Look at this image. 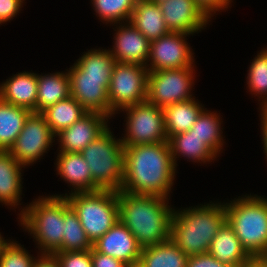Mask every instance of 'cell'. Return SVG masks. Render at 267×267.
<instances>
[{
  "label": "cell",
  "instance_id": "6da1fadb",
  "mask_svg": "<svg viewBox=\"0 0 267 267\" xmlns=\"http://www.w3.org/2000/svg\"><path fill=\"white\" fill-rule=\"evenodd\" d=\"M122 191L170 199L177 169L169 141L124 145Z\"/></svg>",
  "mask_w": 267,
  "mask_h": 267
},
{
  "label": "cell",
  "instance_id": "7a4b0ae2",
  "mask_svg": "<svg viewBox=\"0 0 267 267\" xmlns=\"http://www.w3.org/2000/svg\"><path fill=\"white\" fill-rule=\"evenodd\" d=\"M170 199L118 191L119 220L144 248L170 240L174 208Z\"/></svg>",
  "mask_w": 267,
  "mask_h": 267
},
{
  "label": "cell",
  "instance_id": "3957f363",
  "mask_svg": "<svg viewBox=\"0 0 267 267\" xmlns=\"http://www.w3.org/2000/svg\"><path fill=\"white\" fill-rule=\"evenodd\" d=\"M67 69L70 95L88 112H100L112 119L108 88L115 58L106 48H93L83 52Z\"/></svg>",
  "mask_w": 267,
  "mask_h": 267
},
{
  "label": "cell",
  "instance_id": "277c9868",
  "mask_svg": "<svg viewBox=\"0 0 267 267\" xmlns=\"http://www.w3.org/2000/svg\"><path fill=\"white\" fill-rule=\"evenodd\" d=\"M226 221L224 201L175 209L170 239L187 256L207 253L212 239Z\"/></svg>",
  "mask_w": 267,
  "mask_h": 267
},
{
  "label": "cell",
  "instance_id": "5b68a950",
  "mask_svg": "<svg viewBox=\"0 0 267 267\" xmlns=\"http://www.w3.org/2000/svg\"><path fill=\"white\" fill-rule=\"evenodd\" d=\"M226 220L252 258H267V197L246 194L224 202Z\"/></svg>",
  "mask_w": 267,
  "mask_h": 267
},
{
  "label": "cell",
  "instance_id": "8992f818",
  "mask_svg": "<svg viewBox=\"0 0 267 267\" xmlns=\"http://www.w3.org/2000/svg\"><path fill=\"white\" fill-rule=\"evenodd\" d=\"M19 211L18 224L34 238L39 250L37 253H56L63 240L64 196L42 195Z\"/></svg>",
  "mask_w": 267,
  "mask_h": 267
},
{
  "label": "cell",
  "instance_id": "52a82bcc",
  "mask_svg": "<svg viewBox=\"0 0 267 267\" xmlns=\"http://www.w3.org/2000/svg\"><path fill=\"white\" fill-rule=\"evenodd\" d=\"M54 196H66L92 244L119 220L118 191L99 190Z\"/></svg>",
  "mask_w": 267,
  "mask_h": 267
},
{
  "label": "cell",
  "instance_id": "ba28073f",
  "mask_svg": "<svg viewBox=\"0 0 267 267\" xmlns=\"http://www.w3.org/2000/svg\"><path fill=\"white\" fill-rule=\"evenodd\" d=\"M124 148L110 127L80 153L88 162L92 180L101 190L120 191L123 183Z\"/></svg>",
  "mask_w": 267,
  "mask_h": 267
},
{
  "label": "cell",
  "instance_id": "9c48e42d",
  "mask_svg": "<svg viewBox=\"0 0 267 267\" xmlns=\"http://www.w3.org/2000/svg\"><path fill=\"white\" fill-rule=\"evenodd\" d=\"M148 75L144 65L115 63L108 88L110 112L113 115L128 106L146 102Z\"/></svg>",
  "mask_w": 267,
  "mask_h": 267
},
{
  "label": "cell",
  "instance_id": "30bf717a",
  "mask_svg": "<svg viewBox=\"0 0 267 267\" xmlns=\"http://www.w3.org/2000/svg\"><path fill=\"white\" fill-rule=\"evenodd\" d=\"M126 120L123 145L151 144L168 141L163 108L143 102L120 110Z\"/></svg>",
  "mask_w": 267,
  "mask_h": 267
},
{
  "label": "cell",
  "instance_id": "8fae6325",
  "mask_svg": "<svg viewBox=\"0 0 267 267\" xmlns=\"http://www.w3.org/2000/svg\"><path fill=\"white\" fill-rule=\"evenodd\" d=\"M148 103L165 108L178 102L193 99L192 88L195 80V67L148 71Z\"/></svg>",
  "mask_w": 267,
  "mask_h": 267
},
{
  "label": "cell",
  "instance_id": "7c38bea8",
  "mask_svg": "<svg viewBox=\"0 0 267 267\" xmlns=\"http://www.w3.org/2000/svg\"><path fill=\"white\" fill-rule=\"evenodd\" d=\"M52 143H55V135L45 117L41 113L32 112L8 151L26 168L41 160L45 153H48L47 151L53 147Z\"/></svg>",
  "mask_w": 267,
  "mask_h": 267
},
{
  "label": "cell",
  "instance_id": "4fadbf2b",
  "mask_svg": "<svg viewBox=\"0 0 267 267\" xmlns=\"http://www.w3.org/2000/svg\"><path fill=\"white\" fill-rule=\"evenodd\" d=\"M189 35L170 32L152 40L146 66L148 71L194 67L195 55L187 42Z\"/></svg>",
  "mask_w": 267,
  "mask_h": 267
},
{
  "label": "cell",
  "instance_id": "5bb4252c",
  "mask_svg": "<svg viewBox=\"0 0 267 267\" xmlns=\"http://www.w3.org/2000/svg\"><path fill=\"white\" fill-rule=\"evenodd\" d=\"M110 119L100 112H87L55 136L59 143L58 152L80 153L109 128Z\"/></svg>",
  "mask_w": 267,
  "mask_h": 267
},
{
  "label": "cell",
  "instance_id": "9a60e30c",
  "mask_svg": "<svg viewBox=\"0 0 267 267\" xmlns=\"http://www.w3.org/2000/svg\"><path fill=\"white\" fill-rule=\"evenodd\" d=\"M112 26H115L113 29L116 31L113 34L114 45L108 50L116 62L147 66L151 41L130 21L112 24Z\"/></svg>",
  "mask_w": 267,
  "mask_h": 267
},
{
  "label": "cell",
  "instance_id": "2e32d148",
  "mask_svg": "<svg viewBox=\"0 0 267 267\" xmlns=\"http://www.w3.org/2000/svg\"><path fill=\"white\" fill-rule=\"evenodd\" d=\"M158 4L170 32L193 36L206 29L211 21L194 0H162Z\"/></svg>",
  "mask_w": 267,
  "mask_h": 267
},
{
  "label": "cell",
  "instance_id": "e0dca14e",
  "mask_svg": "<svg viewBox=\"0 0 267 267\" xmlns=\"http://www.w3.org/2000/svg\"><path fill=\"white\" fill-rule=\"evenodd\" d=\"M93 248L122 261L128 267L138 266L142 250L135 236L120 220L93 243Z\"/></svg>",
  "mask_w": 267,
  "mask_h": 267
},
{
  "label": "cell",
  "instance_id": "ac0fdd59",
  "mask_svg": "<svg viewBox=\"0 0 267 267\" xmlns=\"http://www.w3.org/2000/svg\"><path fill=\"white\" fill-rule=\"evenodd\" d=\"M55 161L57 175L71 187L69 194L101 190L92 180L88 162L81 153L58 152Z\"/></svg>",
  "mask_w": 267,
  "mask_h": 267
},
{
  "label": "cell",
  "instance_id": "d6986e66",
  "mask_svg": "<svg viewBox=\"0 0 267 267\" xmlns=\"http://www.w3.org/2000/svg\"><path fill=\"white\" fill-rule=\"evenodd\" d=\"M38 73L22 71L0 83V99L3 102L36 113Z\"/></svg>",
  "mask_w": 267,
  "mask_h": 267
},
{
  "label": "cell",
  "instance_id": "ffe728a7",
  "mask_svg": "<svg viewBox=\"0 0 267 267\" xmlns=\"http://www.w3.org/2000/svg\"><path fill=\"white\" fill-rule=\"evenodd\" d=\"M22 168L8 150H0V203L12 210L22 205Z\"/></svg>",
  "mask_w": 267,
  "mask_h": 267
},
{
  "label": "cell",
  "instance_id": "44dd1931",
  "mask_svg": "<svg viewBox=\"0 0 267 267\" xmlns=\"http://www.w3.org/2000/svg\"><path fill=\"white\" fill-rule=\"evenodd\" d=\"M208 253L222 263L230 266H240L249 262L252 257L241 245L232 226L227 220L219 228L212 239Z\"/></svg>",
  "mask_w": 267,
  "mask_h": 267
},
{
  "label": "cell",
  "instance_id": "7402d4cb",
  "mask_svg": "<svg viewBox=\"0 0 267 267\" xmlns=\"http://www.w3.org/2000/svg\"><path fill=\"white\" fill-rule=\"evenodd\" d=\"M172 161L177 169L178 158L186 157L193 163H211L214 162L219 155L204 140L189 131L178 133L169 140Z\"/></svg>",
  "mask_w": 267,
  "mask_h": 267
},
{
  "label": "cell",
  "instance_id": "603a6c76",
  "mask_svg": "<svg viewBox=\"0 0 267 267\" xmlns=\"http://www.w3.org/2000/svg\"><path fill=\"white\" fill-rule=\"evenodd\" d=\"M130 23L149 41L159 39L170 33L158 3L137 0Z\"/></svg>",
  "mask_w": 267,
  "mask_h": 267
},
{
  "label": "cell",
  "instance_id": "cb8c5ba5",
  "mask_svg": "<svg viewBox=\"0 0 267 267\" xmlns=\"http://www.w3.org/2000/svg\"><path fill=\"white\" fill-rule=\"evenodd\" d=\"M204 109L196 97L163 108L167 139L190 130Z\"/></svg>",
  "mask_w": 267,
  "mask_h": 267
},
{
  "label": "cell",
  "instance_id": "d4e9b609",
  "mask_svg": "<svg viewBox=\"0 0 267 267\" xmlns=\"http://www.w3.org/2000/svg\"><path fill=\"white\" fill-rule=\"evenodd\" d=\"M70 95V82L67 70L55 73L38 74L36 113L56 104Z\"/></svg>",
  "mask_w": 267,
  "mask_h": 267
},
{
  "label": "cell",
  "instance_id": "484cf974",
  "mask_svg": "<svg viewBox=\"0 0 267 267\" xmlns=\"http://www.w3.org/2000/svg\"><path fill=\"white\" fill-rule=\"evenodd\" d=\"M188 256L170 239L144 247L137 267H186Z\"/></svg>",
  "mask_w": 267,
  "mask_h": 267
},
{
  "label": "cell",
  "instance_id": "4316f807",
  "mask_svg": "<svg viewBox=\"0 0 267 267\" xmlns=\"http://www.w3.org/2000/svg\"><path fill=\"white\" fill-rule=\"evenodd\" d=\"M88 111L72 96L60 100L41 112L52 133L56 136L62 130L72 126Z\"/></svg>",
  "mask_w": 267,
  "mask_h": 267
},
{
  "label": "cell",
  "instance_id": "83f0119b",
  "mask_svg": "<svg viewBox=\"0 0 267 267\" xmlns=\"http://www.w3.org/2000/svg\"><path fill=\"white\" fill-rule=\"evenodd\" d=\"M32 112L0 99V150H9Z\"/></svg>",
  "mask_w": 267,
  "mask_h": 267
},
{
  "label": "cell",
  "instance_id": "f1b7e54d",
  "mask_svg": "<svg viewBox=\"0 0 267 267\" xmlns=\"http://www.w3.org/2000/svg\"><path fill=\"white\" fill-rule=\"evenodd\" d=\"M217 113V111L207 110L205 108L192 128L188 130L190 133L198 136L206 144H208L218 155L222 153L223 146L225 144L223 137V124L222 117Z\"/></svg>",
  "mask_w": 267,
  "mask_h": 267
},
{
  "label": "cell",
  "instance_id": "f546056e",
  "mask_svg": "<svg viewBox=\"0 0 267 267\" xmlns=\"http://www.w3.org/2000/svg\"><path fill=\"white\" fill-rule=\"evenodd\" d=\"M62 234V246L58 251L74 252L93 248V244L86 236L80 220L70 207L66 196H64V232Z\"/></svg>",
  "mask_w": 267,
  "mask_h": 267
},
{
  "label": "cell",
  "instance_id": "4dcf8cb0",
  "mask_svg": "<svg viewBox=\"0 0 267 267\" xmlns=\"http://www.w3.org/2000/svg\"><path fill=\"white\" fill-rule=\"evenodd\" d=\"M137 0H91L96 16L103 24L128 22Z\"/></svg>",
  "mask_w": 267,
  "mask_h": 267
},
{
  "label": "cell",
  "instance_id": "1f68e13d",
  "mask_svg": "<svg viewBox=\"0 0 267 267\" xmlns=\"http://www.w3.org/2000/svg\"><path fill=\"white\" fill-rule=\"evenodd\" d=\"M250 63L246 85L250 94L257 96L258 101H261L260 108L267 102V47L258 51Z\"/></svg>",
  "mask_w": 267,
  "mask_h": 267
},
{
  "label": "cell",
  "instance_id": "d6a6232c",
  "mask_svg": "<svg viewBox=\"0 0 267 267\" xmlns=\"http://www.w3.org/2000/svg\"><path fill=\"white\" fill-rule=\"evenodd\" d=\"M24 245L16 240H9L0 252V267H33L36 257L29 254Z\"/></svg>",
  "mask_w": 267,
  "mask_h": 267
},
{
  "label": "cell",
  "instance_id": "836d02e7",
  "mask_svg": "<svg viewBox=\"0 0 267 267\" xmlns=\"http://www.w3.org/2000/svg\"><path fill=\"white\" fill-rule=\"evenodd\" d=\"M61 267H92L91 250L61 252L53 254Z\"/></svg>",
  "mask_w": 267,
  "mask_h": 267
},
{
  "label": "cell",
  "instance_id": "e575fe53",
  "mask_svg": "<svg viewBox=\"0 0 267 267\" xmlns=\"http://www.w3.org/2000/svg\"><path fill=\"white\" fill-rule=\"evenodd\" d=\"M26 0H0V25L10 22L21 12Z\"/></svg>",
  "mask_w": 267,
  "mask_h": 267
},
{
  "label": "cell",
  "instance_id": "d590c367",
  "mask_svg": "<svg viewBox=\"0 0 267 267\" xmlns=\"http://www.w3.org/2000/svg\"><path fill=\"white\" fill-rule=\"evenodd\" d=\"M195 4L210 18L218 15L222 11H226L233 0H194Z\"/></svg>",
  "mask_w": 267,
  "mask_h": 267
},
{
  "label": "cell",
  "instance_id": "8d00e7d4",
  "mask_svg": "<svg viewBox=\"0 0 267 267\" xmlns=\"http://www.w3.org/2000/svg\"><path fill=\"white\" fill-rule=\"evenodd\" d=\"M186 267H232L220 262L211 254L204 253L195 256H188Z\"/></svg>",
  "mask_w": 267,
  "mask_h": 267
},
{
  "label": "cell",
  "instance_id": "74e56055",
  "mask_svg": "<svg viewBox=\"0 0 267 267\" xmlns=\"http://www.w3.org/2000/svg\"><path fill=\"white\" fill-rule=\"evenodd\" d=\"M92 267H128L122 261L91 249Z\"/></svg>",
  "mask_w": 267,
  "mask_h": 267
},
{
  "label": "cell",
  "instance_id": "f35d334b",
  "mask_svg": "<svg viewBox=\"0 0 267 267\" xmlns=\"http://www.w3.org/2000/svg\"><path fill=\"white\" fill-rule=\"evenodd\" d=\"M33 267H61L52 254H40L34 261Z\"/></svg>",
  "mask_w": 267,
  "mask_h": 267
},
{
  "label": "cell",
  "instance_id": "ab89813d",
  "mask_svg": "<svg viewBox=\"0 0 267 267\" xmlns=\"http://www.w3.org/2000/svg\"><path fill=\"white\" fill-rule=\"evenodd\" d=\"M260 130H261V137H262V144H263V152L266 155V160H267V112L262 111L260 108Z\"/></svg>",
  "mask_w": 267,
  "mask_h": 267
},
{
  "label": "cell",
  "instance_id": "60d3db41",
  "mask_svg": "<svg viewBox=\"0 0 267 267\" xmlns=\"http://www.w3.org/2000/svg\"><path fill=\"white\" fill-rule=\"evenodd\" d=\"M249 267H267V258H252Z\"/></svg>",
  "mask_w": 267,
  "mask_h": 267
},
{
  "label": "cell",
  "instance_id": "b9f144b4",
  "mask_svg": "<svg viewBox=\"0 0 267 267\" xmlns=\"http://www.w3.org/2000/svg\"><path fill=\"white\" fill-rule=\"evenodd\" d=\"M10 239H5V237H3L1 235V232H0V252H1V249L3 248V246L9 241Z\"/></svg>",
  "mask_w": 267,
  "mask_h": 267
},
{
  "label": "cell",
  "instance_id": "7bdbcfd3",
  "mask_svg": "<svg viewBox=\"0 0 267 267\" xmlns=\"http://www.w3.org/2000/svg\"><path fill=\"white\" fill-rule=\"evenodd\" d=\"M260 109H261L262 111L267 112V102H266L262 107H260Z\"/></svg>",
  "mask_w": 267,
  "mask_h": 267
},
{
  "label": "cell",
  "instance_id": "ee69618b",
  "mask_svg": "<svg viewBox=\"0 0 267 267\" xmlns=\"http://www.w3.org/2000/svg\"><path fill=\"white\" fill-rule=\"evenodd\" d=\"M233 267H249V262L242 264L240 266H233Z\"/></svg>",
  "mask_w": 267,
  "mask_h": 267
},
{
  "label": "cell",
  "instance_id": "f6af8a7d",
  "mask_svg": "<svg viewBox=\"0 0 267 267\" xmlns=\"http://www.w3.org/2000/svg\"><path fill=\"white\" fill-rule=\"evenodd\" d=\"M146 1H150V2L158 3V2H160V1H162V0H146Z\"/></svg>",
  "mask_w": 267,
  "mask_h": 267
}]
</instances>
